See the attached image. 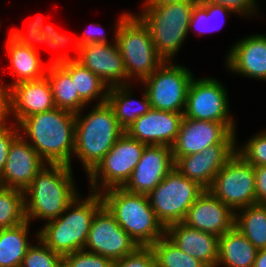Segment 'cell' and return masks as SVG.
I'll return each mask as SVG.
<instances>
[{"label": "cell", "mask_w": 266, "mask_h": 267, "mask_svg": "<svg viewBox=\"0 0 266 267\" xmlns=\"http://www.w3.org/2000/svg\"><path fill=\"white\" fill-rule=\"evenodd\" d=\"M256 203L266 205V166H255Z\"/></svg>", "instance_id": "obj_44"}, {"label": "cell", "mask_w": 266, "mask_h": 267, "mask_svg": "<svg viewBox=\"0 0 266 267\" xmlns=\"http://www.w3.org/2000/svg\"><path fill=\"white\" fill-rule=\"evenodd\" d=\"M102 206L100 193L90 191L86 198L79 194L58 218L37 230L38 238L62 256L84 250L94 215Z\"/></svg>", "instance_id": "obj_4"}, {"label": "cell", "mask_w": 266, "mask_h": 267, "mask_svg": "<svg viewBox=\"0 0 266 267\" xmlns=\"http://www.w3.org/2000/svg\"><path fill=\"white\" fill-rule=\"evenodd\" d=\"M46 78L50 83L56 108L76 114L89 107L80 98L71 75L61 65H48Z\"/></svg>", "instance_id": "obj_27"}, {"label": "cell", "mask_w": 266, "mask_h": 267, "mask_svg": "<svg viewBox=\"0 0 266 267\" xmlns=\"http://www.w3.org/2000/svg\"><path fill=\"white\" fill-rule=\"evenodd\" d=\"M195 77L189 68L172 61H164L141 83L152 109L184 113L187 92Z\"/></svg>", "instance_id": "obj_10"}, {"label": "cell", "mask_w": 266, "mask_h": 267, "mask_svg": "<svg viewBox=\"0 0 266 267\" xmlns=\"http://www.w3.org/2000/svg\"><path fill=\"white\" fill-rule=\"evenodd\" d=\"M43 18L40 15H37V18L30 21L27 26V34L20 31L19 29H12L9 33L16 41L21 45L28 46L36 51H39L37 48L38 44L42 43V28H43Z\"/></svg>", "instance_id": "obj_39"}, {"label": "cell", "mask_w": 266, "mask_h": 267, "mask_svg": "<svg viewBox=\"0 0 266 267\" xmlns=\"http://www.w3.org/2000/svg\"><path fill=\"white\" fill-rule=\"evenodd\" d=\"M174 167L172 147L146 145L141 159L123 188L131 193L148 194Z\"/></svg>", "instance_id": "obj_16"}, {"label": "cell", "mask_w": 266, "mask_h": 267, "mask_svg": "<svg viewBox=\"0 0 266 267\" xmlns=\"http://www.w3.org/2000/svg\"><path fill=\"white\" fill-rule=\"evenodd\" d=\"M234 212L256 203L254 166L235 153L208 189Z\"/></svg>", "instance_id": "obj_11"}, {"label": "cell", "mask_w": 266, "mask_h": 267, "mask_svg": "<svg viewBox=\"0 0 266 267\" xmlns=\"http://www.w3.org/2000/svg\"><path fill=\"white\" fill-rule=\"evenodd\" d=\"M253 267H266V248L258 250Z\"/></svg>", "instance_id": "obj_45"}, {"label": "cell", "mask_w": 266, "mask_h": 267, "mask_svg": "<svg viewBox=\"0 0 266 267\" xmlns=\"http://www.w3.org/2000/svg\"><path fill=\"white\" fill-rule=\"evenodd\" d=\"M5 51L9 58L13 86L19 82L38 80L46 76L49 64L42 63L39 51L21 45L10 35L7 37Z\"/></svg>", "instance_id": "obj_24"}, {"label": "cell", "mask_w": 266, "mask_h": 267, "mask_svg": "<svg viewBox=\"0 0 266 267\" xmlns=\"http://www.w3.org/2000/svg\"><path fill=\"white\" fill-rule=\"evenodd\" d=\"M150 247L154 252L156 267H207L178 248L166 236L159 238Z\"/></svg>", "instance_id": "obj_32"}, {"label": "cell", "mask_w": 266, "mask_h": 267, "mask_svg": "<svg viewBox=\"0 0 266 267\" xmlns=\"http://www.w3.org/2000/svg\"><path fill=\"white\" fill-rule=\"evenodd\" d=\"M165 236L182 251L200 260L207 267H216L219 237L189 227L183 222L167 226Z\"/></svg>", "instance_id": "obj_23"}, {"label": "cell", "mask_w": 266, "mask_h": 267, "mask_svg": "<svg viewBox=\"0 0 266 267\" xmlns=\"http://www.w3.org/2000/svg\"><path fill=\"white\" fill-rule=\"evenodd\" d=\"M112 260L85 250L63 256V267H111Z\"/></svg>", "instance_id": "obj_37"}, {"label": "cell", "mask_w": 266, "mask_h": 267, "mask_svg": "<svg viewBox=\"0 0 266 267\" xmlns=\"http://www.w3.org/2000/svg\"><path fill=\"white\" fill-rule=\"evenodd\" d=\"M47 163L19 134L11 143L0 186L24 191Z\"/></svg>", "instance_id": "obj_17"}, {"label": "cell", "mask_w": 266, "mask_h": 267, "mask_svg": "<svg viewBox=\"0 0 266 267\" xmlns=\"http://www.w3.org/2000/svg\"><path fill=\"white\" fill-rule=\"evenodd\" d=\"M76 114L55 108L24 118L19 124L20 135L47 164L72 167Z\"/></svg>", "instance_id": "obj_1"}, {"label": "cell", "mask_w": 266, "mask_h": 267, "mask_svg": "<svg viewBox=\"0 0 266 267\" xmlns=\"http://www.w3.org/2000/svg\"><path fill=\"white\" fill-rule=\"evenodd\" d=\"M95 25V26H94ZM91 26V28L89 27L88 31H84L82 36L77 37V39H74V50L76 55H73L75 57H73L71 54L68 55L67 53H62L57 55L56 57L52 59V62L49 61V65H61L64 64L66 62H68L69 60H77L78 56H79V47L80 46H85L88 44H97V43H102V44H109L112 43V41L107 39V36L105 34V29H103V27L100 24H95ZM102 27V28H101Z\"/></svg>", "instance_id": "obj_36"}, {"label": "cell", "mask_w": 266, "mask_h": 267, "mask_svg": "<svg viewBox=\"0 0 266 267\" xmlns=\"http://www.w3.org/2000/svg\"><path fill=\"white\" fill-rule=\"evenodd\" d=\"M225 66L233 74L266 81V34H252L230 47Z\"/></svg>", "instance_id": "obj_21"}, {"label": "cell", "mask_w": 266, "mask_h": 267, "mask_svg": "<svg viewBox=\"0 0 266 267\" xmlns=\"http://www.w3.org/2000/svg\"><path fill=\"white\" fill-rule=\"evenodd\" d=\"M76 113L74 154L88 175L125 133L108 102ZM84 114V115H83Z\"/></svg>", "instance_id": "obj_3"}, {"label": "cell", "mask_w": 266, "mask_h": 267, "mask_svg": "<svg viewBox=\"0 0 266 267\" xmlns=\"http://www.w3.org/2000/svg\"><path fill=\"white\" fill-rule=\"evenodd\" d=\"M31 223L26 220L19 225L2 228L0 232V267H20L27 249L33 243L29 241Z\"/></svg>", "instance_id": "obj_28"}, {"label": "cell", "mask_w": 266, "mask_h": 267, "mask_svg": "<svg viewBox=\"0 0 266 267\" xmlns=\"http://www.w3.org/2000/svg\"><path fill=\"white\" fill-rule=\"evenodd\" d=\"M111 267H156L150 246H138L132 253L112 262Z\"/></svg>", "instance_id": "obj_38"}, {"label": "cell", "mask_w": 266, "mask_h": 267, "mask_svg": "<svg viewBox=\"0 0 266 267\" xmlns=\"http://www.w3.org/2000/svg\"><path fill=\"white\" fill-rule=\"evenodd\" d=\"M236 125L183 116L177 139L172 146L173 157L196 154L215 144L237 143Z\"/></svg>", "instance_id": "obj_13"}, {"label": "cell", "mask_w": 266, "mask_h": 267, "mask_svg": "<svg viewBox=\"0 0 266 267\" xmlns=\"http://www.w3.org/2000/svg\"><path fill=\"white\" fill-rule=\"evenodd\" d=\"M73 167L46 164L24 190L25 217L48 222L58 218L79 195Z\"/></svg>", "instance_id": "obj_2"}, {"label": "cell", "mask_w": 266, "mask_h": 267, "mask_svg": "<svg viewBox=\"0 0 266 267\" xmlns=\"http://www.w3.org/2000/svg\"><path fill=\"white\" fill-rule=\"evenodd\" d=\"M212 3L219 4L229 8L237 15H242L243 17L250 18L254 15L258 17L260 13L258 11V4L256 0H208ZM258 11V12H257ZM245 15V16H244Z\"/></svg>", "instance_id": "obj_40"}, {"label": "cell", "mask_w": 266, "mask_h": 267, "mask_svg": "<svg viewBox=\"0 0 266 267\" xmlns=\"http://www.w3.org/2000/svg\"><path fill=\"white\" fill-rule=\"evenodd\" d=\"M198 1H181L162 5H142L135 14L148 28L157 54L164 61H173L185 39L194 5Z\"/></svg>", "instance_id": "obj_6"}, {"label": "cell", "mask_w": 266, "mask_h": 267, "mask_svg": "<svg viewBox=\"0 0 266 267\" xmlns=\"http://www.w3.org/2000/svg\"><path fill=\"white\" fill-rule=\"evenodd\" d=\"M258 249L234 226L218 240L216 267H253Z\"/></svg>", "instance_id": "obj_25"}, {"label": "cell", "mask_w": 266, "mask_h": 267, "mask_svg": "<svg viewBox=\"0 0 266 267\" xmlns=\"http://www.w3.org/2000/svg\"><path fill=\"white\" fill-rule=\"evenodd\" d=\"M35 236L38 244L29 246L20 267H63V256L46 246L38 238V232Z\"/></svg>", "instance_id": "obj_34"}, {"label": "cell", "mask_w": 266, "mask_h": 267, "mask_svg": "<svg viewBox=\"0 0 266 267\" xmlns=\"http://www.w3.org/2000/svg\"><path fill=\"white\" fill-rule=\"evenodd\" d=\"M9 118L12 120L11 87L0 80V127L12 125Z\"/></svg>", "instance_id": "obj_43"}, {"label": "cell", "mask_w": 266, "mask_h": 267, "mask_svg": "<svg viewBox=\"0 0 266 267\" xmlns=\"http://www.w3.org/2000/svg\"><path fill=\"white\" fill-rule=\"evenodd\" d=\"M204 190L174 167L147 197L156 217L166 228L183 222L188 209Z\"/></svg>", "instance_id": "obj_8"}, {"label": "cell", "mask_w": 266, "mask_h": 267, "mask_svg": "<svg viewBox=\"0 0 266 267\" xmlns=\"http://www.w3.org/2000/svg\"><path fill=\"white\" fill-rule=\"evenodd\" d=\"M181 1H199V0H144L143 5H162L169 3H177Z\"/></svg>", "instance_id": "obj_46"}, {"label": "cell", "mask_w": 266, "mask_h": 267, "mask_svg": "<svg viewBox=\"0 0 266 267\" xmlns=\"http://www.w3.org/2000/svg\"><path fill=\"white\" fill-rule=\"evenodd\" d=\"M232 13L235 15L232 10L225 6L212 3L208 0H199L193 7L188 32L192 31L194 33L196 31L195 33L198 35H203L218 31L222 29L221 27L226 22V16ZM217 21H219V25L216 23ZM220 23L222 24L220 25Z\"/></svg>", "instance_id": "obj_31"}, {"label": "cell", "mask_w": 266, "mask_h": 267, "mask_svg": "<svg viewBox=\"0 0 266 267\" xmlns=\"http://www.w3.org/2000/svg\"><path fill=\"white\" fill-rule=\"evenodd\" d=\"M24 221V191L0 186V227H14Z\"/></svg>", "instance_id": "obj_33"}, {"label": "cell", "mask_w": 266, "mask_h": 267, "mask_svg": "<svg viewBox=\"0 0 266 267\" xmlns=\"http://www.w3.org/2000/svg\"><path fill=\"white\" fill-rule=\"evenodd\" d=\"M235 226L259 250L266 248V205L252 204L235 212Z\"/></svg>", "instance_id": "obj_30"}, {"label": "cell", "mask_w": 266, "mask_h": 267, "mask_svg": "<svg viewBox=\"0 0 266 267\" xmlns=\"http://www.w3.org/2000/svg\"><path fill=\"white\" fill-rule=\"evenodd\" d=\"M109 44H88L79 47L77 61L98 75L110 88L127 85V73L122 54L115 41Z\"/></svg>", "instance_id": "obj_18"}, {"label": "cell", "mask_w": 266, "mask_h": 267, "mask_svg": "<svg viewBox=\"0 0 266 267\" xmlns=\"http://www.w3.org/2000/svg\"><path fill=\"white\" fill-rule=\"evenodd\" d=\"M235 153L236 143H220L196 154L173 158L175 168L182 175L208 190L215 176Z\"/></svg>", "instance_id": "obj_15"}, {"label": "cell", "mask_w": 266, "mask_h": 267, "mask_svg": "<svg viewBox=\"0 0 266 267\" xmlns=\"http://www.w3.org/2000/svg\"><path fill=\"white\" fill-rule=\"evenodd\" d=\"M227 89L218 79L203 77L190 82L184 117L219 123H237L230 113Z\"/></svg>", "instance_id": "obj_12"}, {"label": "cell", "mask_w": 266, "mask_h": 267, "mask_svg": "<svg viewBox=\"0 0 266 267\" xmlns=\"http://www.w3.org/2000/svg\"><path fill=\"white\" fill-rule=\"evenodd\" d=\"M137 247V243L103 205L94 215L84 250L115 261Z\"/></svg>", "instance_id": "obj_14"}, {"label": "cell", "mask_w": 266, "mask_h": 267, "mask_svg": "<svg viewBox=\"0 0 266 267\" xmlns=\"http://www.w3.org/2000/svg\"><path fill=\"white\" fill-rule=\"evenodd\" d=\"M42 44L51 47L52 49L64 48L66 45H69L72 40L69 39L68 35L61 34L56 31L52 25H45L42 28ZM53 49V50H54Z\"/></svg>", "instance_id": "obj_42"}, {"label": "cell", "mask_w": 266, "mask_h": 267, "mask_svg": "<svg viewBox=\"0 0 266 267\" xmlns=\"http://www.w3.org/2000/svg\"><path fill=\"white\" fill-rule=\"evenodd\" d=\"M132 83L122 86L110 87L107 102L114 109L118 124L126 130L138 117L143 116L152 109L148 95L143 88L142 100L132 98L134 93Z\"/></svg>", "instance_id": "obj_26"}, {"label": "cell", "mask_w": 266, "mask_h": 267, "mask_svg": "<svg viewBox=\"0 0 266 267\" xmlns=\"http://www.w3.org/2000/svg\"><path fill=\"white\" fill-rule=\"evenodd\" d=\"M20 134L17 124L0 127V174L4 170L9 148L13 140Z\"/></svg>", "instance_id": "obj_41"}, {"label": "cell", "mask_w": 266, "mask_h": 267, "mask_svg": "<svg viewBox=\"0 0 266 267\" xmlns=\"http://www.w3.org/2000/svg\"><path fill=\"white\" fill-rule=\"evenodd\" d=\"M236 153L255 166H266V129L250 137L244 144L236 143Z\"/></svg>", "instance_id": "obj_35"}, {"label": "cell", "mask_w": 266, "mask_h": 267, "mask_svg": "<svg viewBox=\"0 0 266 267\" xmlns=\"http://www.w3.org/2000/svg\"><path fill=\"white\" fill-rule=\"evenodd\" d=\"M61 66L71 75L75 81L80 98L89 105L97 99L96 105L107 102L109 87L102 79L90 69L84 67L77 60H69Z\"/></svg>", "instance_id": "obj_29"}, {"label": "cell", "mask_w": 266, "mask_h": 267, "mask_svg": "<svg viewBox=\"0 0 266 267\" xmlns=\"http://www.w3.org/2000/svg\"><path fill=\"white\" fill-rule=\"evenodd\" d=\"M55 108L51 86L46 76L11 86V114L14 124L18 125L24 118Z\"/></svg>", "instance_id": "obj_22"}, {"label": "cell", "mask_w": 266, "mask_h": 267, "mask_svg": "<svg viewBox=\"0 0 266 267\" xmlns=\"http://www.w3.org/2000/svg\"><path fill=\"white\" fill-rule=\"evenodd\" d=\"M103 205L138 246H151L165 236L166 228L156 217L147 194L131 193L123 187L101 193Z\"/></svg>", "instance_id": "obj_5"}, {"label": "cell", "mask_w": 266, "mask_h": 267, "mask_svg": "<svg viewBox=\"0 0 266 267\" xmlns=\"http://www.w3.org/2000/svg\"><path fill=\"white\" fill-rule=\"evenodd\" d=\"M145 146L124 133L86 176L89 191L101 193L109 188L123 187L141 159Z\"/></svg>", "instance_id": "obj_9"}, {"label": "cell", "mask_w": 266, "mask_h": 267, "mask_svg": "<svg viewBox=\"0 0 266 267\" xmlns=\"http://www.w3.org/2000/svg\"><path fill=\"white\" fill-rule=\"evenodd\" d=\"M183 113L151 109L138 117L125 133L146 145L172 147L177 139Z\"/></svg>", "instance_id": "obj_19"}, {"label": "cell", "mask_w": 266, "mask_h": 267, "mask_svg": "<svg viewBox=\"0 0 266 267\" xmlns=\"http://www.w3.org/2000/svg\"><path fill=\"white\" fill-rule=\"evenodd\" d=\"M114 28L115 41L127 73V84L135 78V81H142L164 62L156 52L148 28L133 12L122 13Z\"/></svg>", "instance_id": "obj_7"}, {"label": "cell", "mask_w": 266, "mask_h": 267, "mask_svg": "<svg viewBox=\"0 0 266 267\" xmlns=\"http://www.w3.org/2000/svg\"><path fill=\"white\" fill-rule=\"evenodd\" d=\"M183 223L220 237L235 226V212L209 190H204L188 209Z\"/></svg>", "instance_id": "obj_20"}]
</instances>
